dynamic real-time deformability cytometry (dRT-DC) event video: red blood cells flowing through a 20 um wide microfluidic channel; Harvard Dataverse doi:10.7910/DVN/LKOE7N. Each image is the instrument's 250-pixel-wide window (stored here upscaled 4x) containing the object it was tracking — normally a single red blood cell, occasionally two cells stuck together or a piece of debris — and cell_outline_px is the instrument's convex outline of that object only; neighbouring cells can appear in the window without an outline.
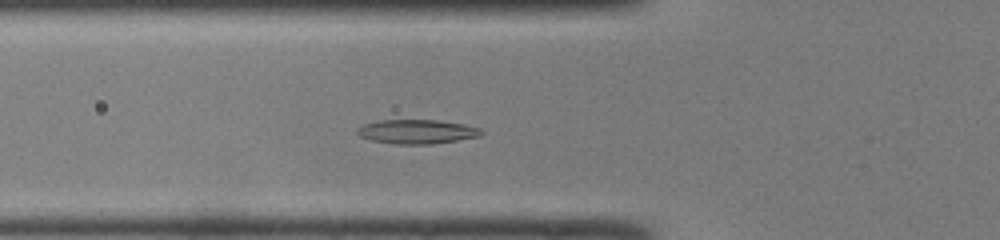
{"species": "common noctule bat (a hibernating species)", "species_latin": "Nyctalus noctula", "temperature_condition": "room temperature", "stored_images_in_passage": 43, "camera_frame_rate_fps": 3000, "um_per_image_px": 0.085, "animal": {"sex": "male", "body_mass_g": 19.0, "forearm_length_mm": 50.8}, "frame": {"image": 1, "passage_image": 12, "time_ms": 3.667, "image_size_px": [1000, 240], "cell_outline_px": [[484, 132], [480, 136], [432, 144], [392, 144], [372, 140], [360, 136], [356, 132], [356, 128], [364, 124], [380, 120], [436, 120], [464, 124], [480, 128]], "centroid_in_image_um": [35.42, 11.19], "position_along_channel_um": 90.4, "area_um2": 17.46}}
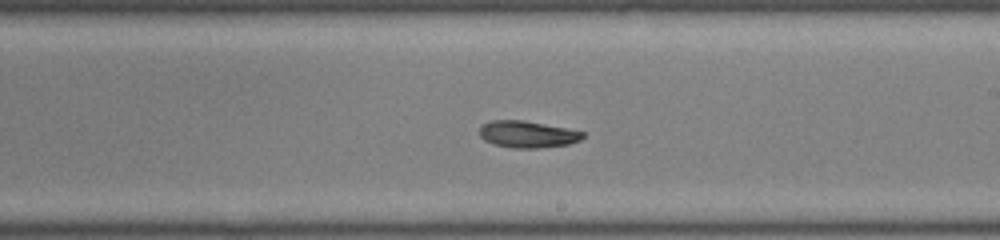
{"frame": {"image": 2, "passage_image": 23, "time_ms": 7.333, "image_size_px": [1000, 240], "cell_outline_px": [[584, 136], [580, 140], [568, 144], [540, 148], [512, 148], [492, 144], [484, 140], [480, 136], [480, 128], [484, 124], [492, 120], [524, 120], [568, 128], [584, 132]], "centroid_in_image_um": [44.84, 11.41], "position_along_channel_um": 244.2, "area_um2": 16.18}}
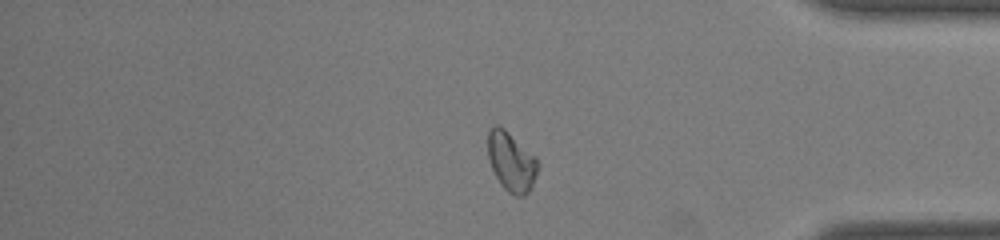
{"frame": {"image": 3, "passage_image": 35, "time_ms": 11.333, "image_size_px": [1000, 240], "cell_outline_px": [[540, 164], [532, 188], [524, 196], [516, 196], [508, 192], [504, 188], [496, 176], [492, 168], [488, 156], [488, 128], [492, 124], [496, 124], [504, 128], [536, 156]], "centroid_in_image_um": [43.48, 13.72], "position_along_channel_um": 391.7, "area_um2": 17.51}, "authors_computed_cell_mechanics": {"area_um2": 17.1088, "velocity_mm_per_s": 4.2009, "shape_relaxation_time_tau1_ms": 7.5707, "shape_relaxation_time_tau2_ms": 9.974, "deformation_change_tau1": 0.1588, "deformation_change_tau2": 0.126}}